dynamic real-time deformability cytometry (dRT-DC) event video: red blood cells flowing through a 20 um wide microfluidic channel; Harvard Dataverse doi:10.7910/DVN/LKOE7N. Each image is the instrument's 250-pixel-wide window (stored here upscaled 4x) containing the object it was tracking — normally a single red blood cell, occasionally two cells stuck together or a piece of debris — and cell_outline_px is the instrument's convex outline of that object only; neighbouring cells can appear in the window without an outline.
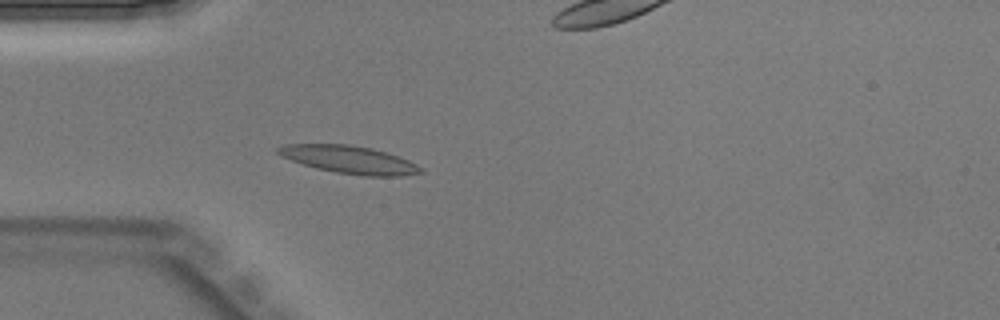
{"species": "Egyptian fruit bat (a non-hibernating species)", "species_latin": "Rousettus aegyptiacus", "temperature_condition": "warm", "stored_images_in_passage": 44, "camera_frame_rate_fps": 3000, "um_per_image_px": 0.085, "animal": {"sex": "male"}, "frame": {"image": 1, "passage_image": 13, "time_ms": 4.0, "image_size_px": [1000, 320], "cell_outline_px": [[424, 172], [400, 176], [364, 176], [336, 172], [316, 168], [280, 156], [276, 152], [276, 148], [284, 144], [348, 144], [372, 148], [408, 160], [424, 168]], "centroid_in_image_um": [29.68, 13.57], "position_along_channel_um": 55.3, "area_um2": 22.95}}